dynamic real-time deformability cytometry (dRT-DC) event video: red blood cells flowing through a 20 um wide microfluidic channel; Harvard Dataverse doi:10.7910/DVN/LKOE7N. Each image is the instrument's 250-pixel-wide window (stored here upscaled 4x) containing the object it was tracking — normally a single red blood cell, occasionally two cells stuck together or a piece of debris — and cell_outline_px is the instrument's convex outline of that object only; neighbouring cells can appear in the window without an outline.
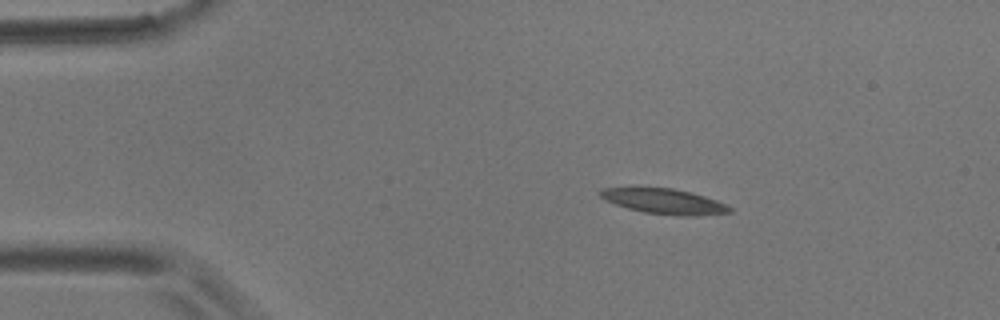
{"species": "common noctule bat (a hibernating species)", "species_latin": "Nyctalus noctula", "temperature_condition": "room temperature", "stored_images_in_passage": 4, "camera_frame_rate_fps": 3000, "um_per_image_px": 0.085, "animal": {"sex": "male", "body_mass_g": 17.9}, "frame": {"image": 1, "passage_image": 2, "time_ms": 2.0, "image_size_px": [1000, 320], "cell_outline_px": [[732, 212], [692, 216], [676, 216], [644, 212], [628, 208], [604, 200], [600, 196], [600, 188], [672, 188], [704, 196], [728, 204], [732, 208]], "centroid_in_image_um": [56.48, 17.12], "position_along_channel_um": 28.5, "area_um2": 18.84}}